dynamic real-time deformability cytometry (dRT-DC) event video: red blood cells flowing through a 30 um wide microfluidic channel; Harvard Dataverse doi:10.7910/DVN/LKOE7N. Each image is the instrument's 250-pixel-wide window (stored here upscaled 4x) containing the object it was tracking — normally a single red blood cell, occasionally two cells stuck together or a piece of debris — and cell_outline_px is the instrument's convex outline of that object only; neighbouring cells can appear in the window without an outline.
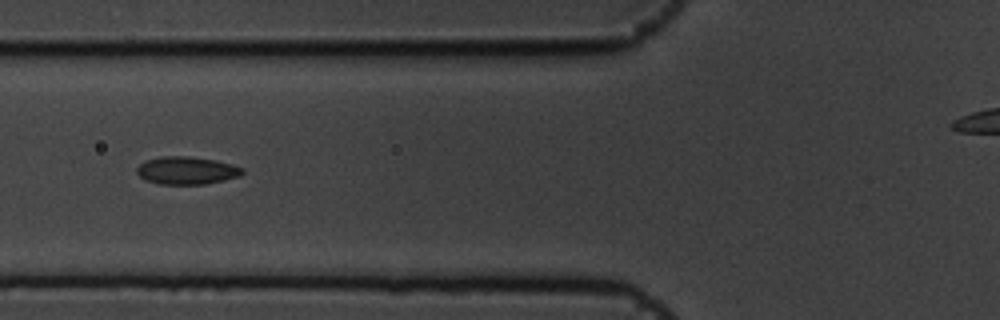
{"species": "common noctule bat (a hibernating species)", "species_latin": "Nyctalus noctula", "temperature_condition": "cold", "stored_images_in_passage": 6, "camera_frame_rate_fps": 3000, "um_per_image_px": 0.085, "animal": {"sex": "male", "body_mass_g": 19.5, "forearm_length_mm": 54.6}, "frame": {"image": 1, "passage_image": 2, "time_ms": 0.333, "image_size_px": [1000, 320], "cell_outline_px": [[244, 172], [240, 176], [224, 180], [204, 184], [156, 184], [144, 180], [136, 172], [136, 168], [144, 160], [160, 156], [188, 156], [216, 160], [232, 164], [244, 168]], "centroid_in_image_um": [15.84, 14.49], "position_along_channel_um": 110.0, "area_um2": 17.28}}
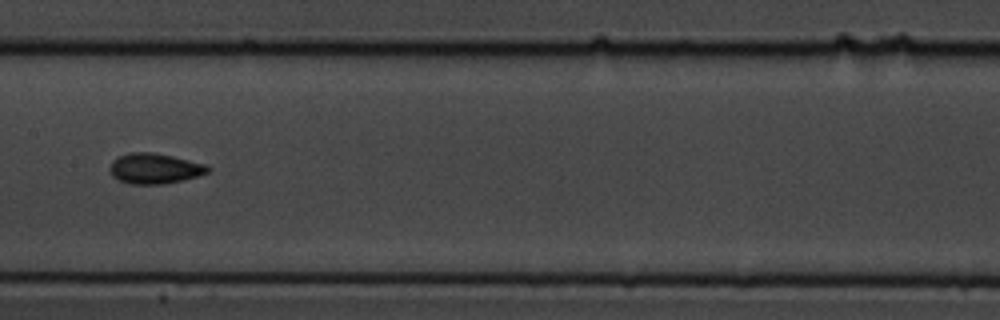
{"frame": {"image": 2, "passage_image": 4, "time_ms": 1.0, "image_size_px": [1000, 320], "cell_outline_px": [[212, 168], [208, 172], [196, 176], [164, 184], [128, 184], [112, 176], [108, 168], [112, 160], [128, 152], [152, 152], [172, 156], [208, 164]], "centroid_in_image_um": [13.13, 14.31], "position_along_channel_um": 194.3, "area_um2": 17.46}}
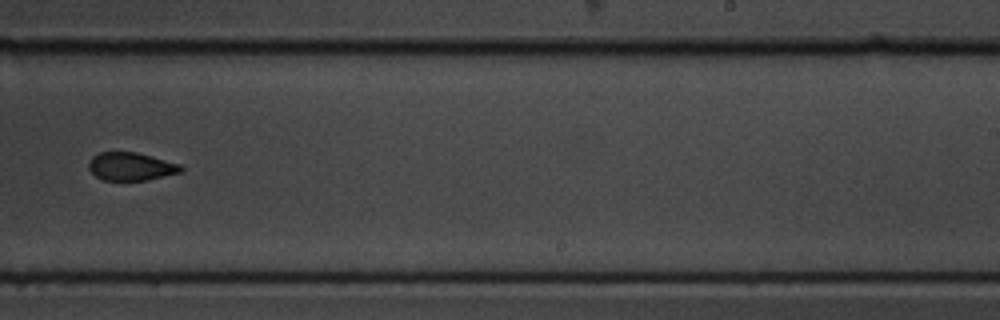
{"frame": {"image": 3, "passage_image": 6, "time_ms": 1.667, "image_size_px": [1000, 320], "cell_outline_px": [[184, 168], [180, 172], [148, 180], [104, 180], [96, 176], [88, 168], [88, 164], [92, 156], [100, 152], [136, 152], [180, 164]], "centroid_in_image_um": [11.12, 14.15], "position_along_channel_um": 277.9, "area_um2": 14.97}}